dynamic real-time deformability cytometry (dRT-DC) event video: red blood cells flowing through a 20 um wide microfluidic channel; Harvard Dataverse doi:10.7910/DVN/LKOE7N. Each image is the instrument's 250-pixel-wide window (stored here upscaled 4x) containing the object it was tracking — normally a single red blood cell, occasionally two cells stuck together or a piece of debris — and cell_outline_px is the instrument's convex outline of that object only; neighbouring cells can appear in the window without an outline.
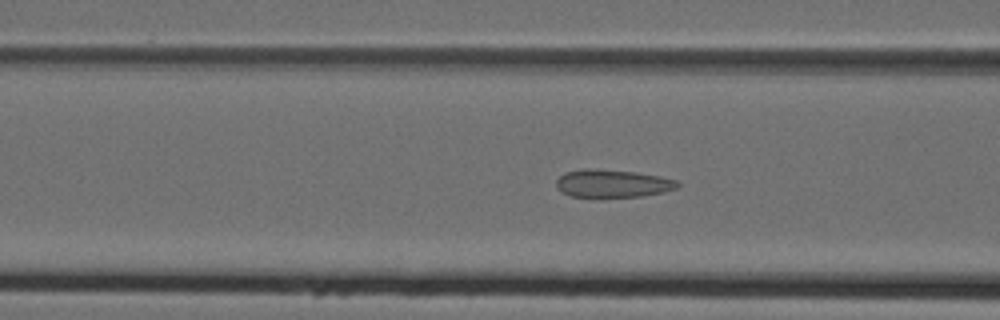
{"species": "Egyptian fruit bat (a non-hibernating species)", "species_latin": "Rousettus aegyptiacus", "temperature_condition": "cold", "stored_images_in_passage": 42, "camera_frame_rate_fps": 3000, "um_per_image_px": 0.085, "animal": {"sex": "female"}, "frame": {"image": 1, "passage_image": 12, "time_ms": 3.667, "image_size_px": [1000, 320], "cell_outline_px": [[680, 184], [676, 188], [664, 192], [640, 196], [572, 196], [560, 192], [556, 188], [556, 180], [564, 172], [584, 168], [592, 168], [636, 172], [660, 176], [676, 180]], "centroid_in_image_um": [52.03, 15.57], "position_along_channel_um": 114.6, "area_um2": 19.59}}
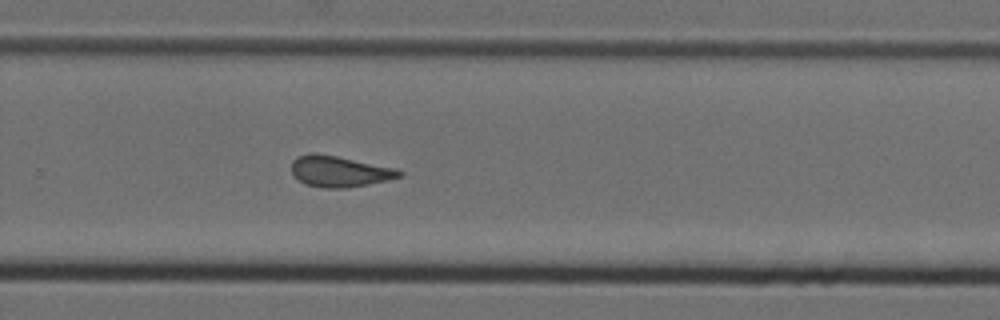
{"frame": {"image": 2, "passage_image": 26, "time_ms": 8.333, "image_size_px": [1000, 320], "cell_outline_px": [[404, 176], [388, 180], [368, 184], [344, 188], [324, 188], [304, 184], [292, 176], [292, 160], [308, 152], [316, 152], [400, 168], [404, 172]], "centroid_in_image_um": [28.89, 14.56], "position_along_channel_um": 300.9, "area_um2": 19.94}}
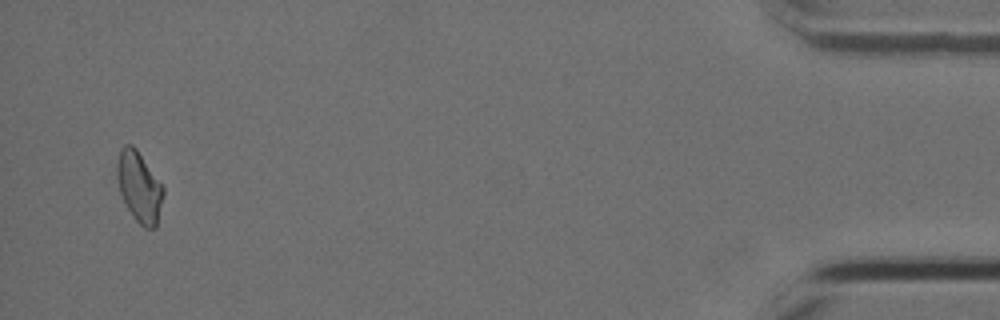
{"frame": {"image": 3, "passage_image": 41, "time_ms": 13.333, "image_size_px": [1000, 320], "cell_outline_px": [[164, 196], [156, 228], [144, 228], [136, 220], [128, 208], [120, 192], [116, 172], [116, 164], [120, 148], [124, 144], [132, 144], [136, 148], [164, 188]], "centroid_in_image_um": [11.83, 15.87], "position_along_channel_um": 423.4, "area_um2": 18.9}, "authors_computed_cell_mechanics": {"area_um2": 19.3341, "velocity_mm_per_s": 4.0113, "shape_relaxation_time_tau1_ms": null, "shape_relaxation_time_tau2_ms": 1.5173, "deformation_change_tau1": null, "deformation_change_tau2": 0.0646}}